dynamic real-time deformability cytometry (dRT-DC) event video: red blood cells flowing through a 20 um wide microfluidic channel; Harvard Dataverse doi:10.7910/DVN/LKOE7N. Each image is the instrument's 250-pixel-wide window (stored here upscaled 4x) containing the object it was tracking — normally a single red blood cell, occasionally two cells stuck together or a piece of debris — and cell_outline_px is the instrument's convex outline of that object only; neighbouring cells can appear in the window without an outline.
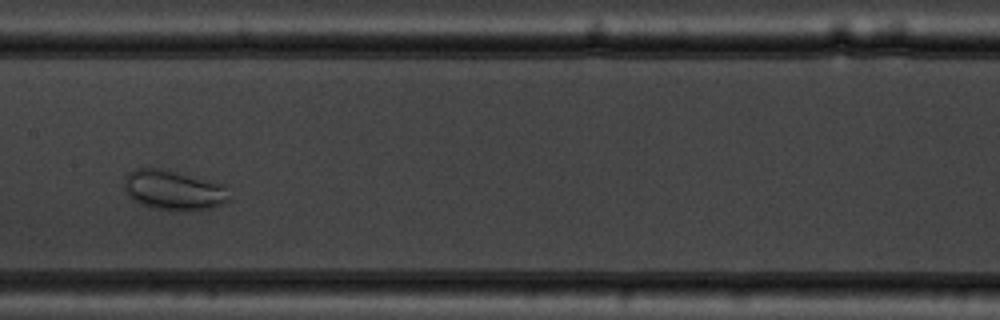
{"species": "common noctule bat (a hibernating species)", "species_latin": "Nyctalus noctula", "temperature_condition": "warm", "stored_images_in_passage": 46, "camera_frame_rate_fps": 3000, "um_per_image_px": 0.085, "animal": {"sex": "male", "body_mass_g": 19.5, "forearm_length_mm": 54.6}, "frame": {"image": 1, "passage_image": 19, "time_ms": 6.0, "image_size_px": [1000, 320], "cell_outline_px": [[228, 200], [224, 204], [212, 208], [192, 212], [176, 212], [152, 208], [140, 204], [132, 200], [128, 196], [124, 184], [124, 176], [128, 172], [136, 168], [160, 168], [228, 184]], "centroid_in_image_um": [14.79, 16.19], "position_along_channel_um": 192.6, "area_um2": 25.26}}
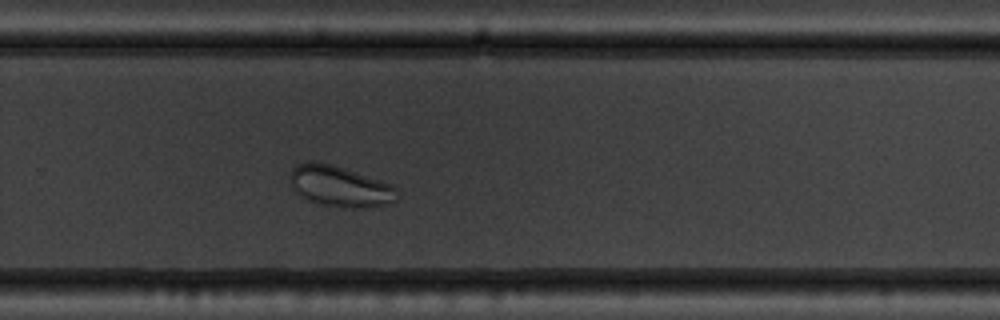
{"frame": {"image": 2, "passage_image": 28, "time_ms": 9.0, "image_size_px": [1000, 320], "cell_outline_px": [[396, 200], [384, 204], [360, 208], [352, 208], [320, 204], [308, 200], [296, 192], [288, 180], [288, 176], [292, 168], [296, 164], [308, 160], [312, 160], [332, 164], [392, 184], [396, 188]], "centroid_in_image_um": [28.82, 15.81], "position_along_channel_um": 301.0, "area_um2": 25.49}}
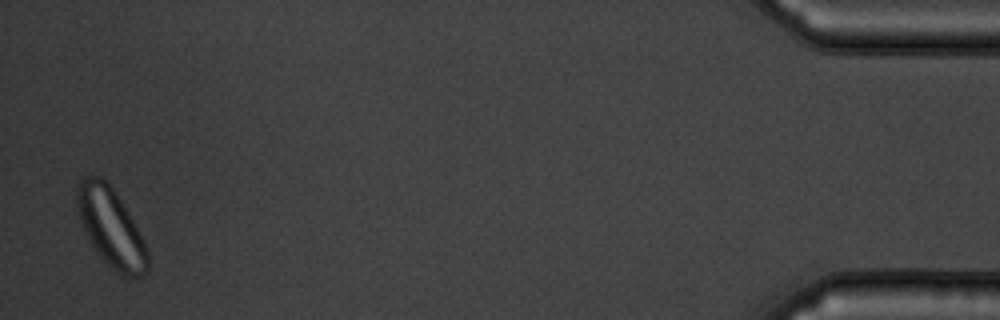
{"frame": {"image": 3, "passage_image": 45, "time_ms": 14.667, "image_size_px": [1000, 320], "cell_outline_px": [[148, 268], [140, 276], [124, 276], [116, 272], [100, 256], [92, 244], [84, 228], [76, 204], [76, 188], [80, 180], [84, 176], [100, 176], [112, 188], [120, 200], [132, 220], [148, 252]], "centroid_in_image_um": [9.4, 19.32], "position_along_channel_um": 425.8, "area_um2": 31.27}}